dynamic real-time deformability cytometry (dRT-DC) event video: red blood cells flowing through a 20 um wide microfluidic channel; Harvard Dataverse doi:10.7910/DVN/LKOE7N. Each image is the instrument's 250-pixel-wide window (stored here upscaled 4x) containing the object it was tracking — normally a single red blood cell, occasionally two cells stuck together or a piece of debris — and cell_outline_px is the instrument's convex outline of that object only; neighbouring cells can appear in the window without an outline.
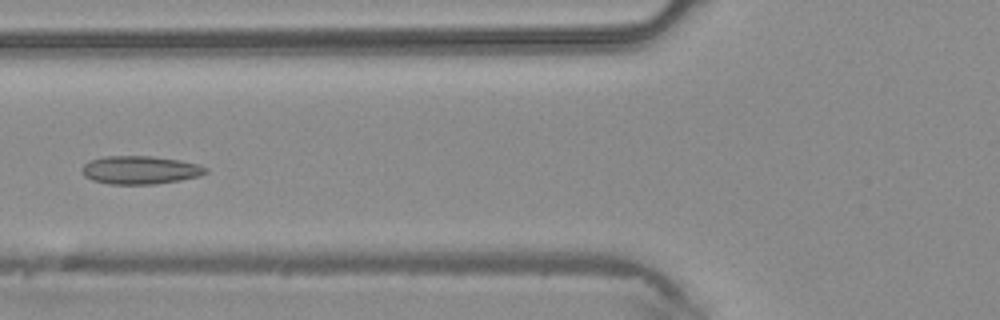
{"species": "common noctule bat (a hibernating species)", "species_latin": "Nyctalus noctula", "temperature_condition": "warm", "stored_images_in_passage": 5, "camera_frame_rate_fps": 3000, "um_per_image_px": 0.085, "animal": {"sex": "male", "body_mass_g": 20.4}, "frame": {"image": 1, "passage_image": 5, "time_ms": 1.333, "image_size_px": [1000, 320], "cell_outline_px": [[208, 172], [200, 176], [180, 180], [156, 184], [112, 184], [92, 180], [84, 176], [84, 164], [92, 160], [104, 156], [152, 156], [180, 160], [200, 164], [208, 168]], "centroid_in_image_um": [11.98, 14.45], "position_along_channel_um": 113.8, "area_um2": 20.29}}